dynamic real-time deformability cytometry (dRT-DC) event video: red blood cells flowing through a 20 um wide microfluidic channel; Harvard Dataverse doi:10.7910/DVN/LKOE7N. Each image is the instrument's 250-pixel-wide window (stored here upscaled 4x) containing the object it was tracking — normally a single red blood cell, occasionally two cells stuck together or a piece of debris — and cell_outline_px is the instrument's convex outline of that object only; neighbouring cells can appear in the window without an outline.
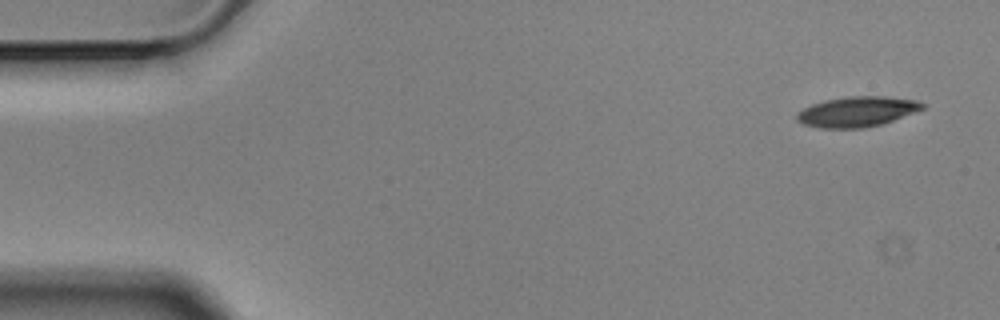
{"species": "Egyptian fruit bat (a non-hibernating species)", "species_latin": "Rousettus aegyptiacus", "temperature_condition": "cold", "stored_images_in_passage": 4, "camera_frame_rate_fps": 3000, "um_per_image_px": 0.085, "animal": {"sex": "male"}, "frame": {"image": 1, "passage_image": 1, "time_ms": 0.0, "image_size_px": [1000, 320], "cell_outline_px": [[924, 108], [892, 120], [880, 124], [860, 128], [820, 128], [804, 124], [796, 120], [796, 112], [812, 104], [824, 100], [848, 96], [884, 96], [916, 100], [924, 104]], "centroid_in_image_um": [72.79, 9.48], "position_along_channel_um": 12.2, "area_um2": 21.91}}
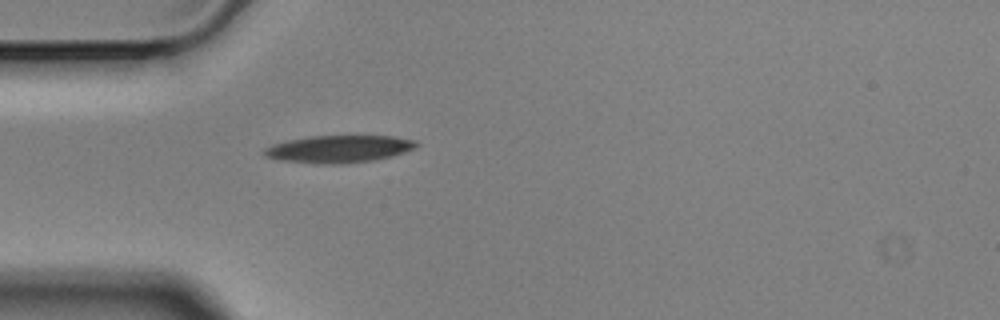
{"frame": {"image": 2, "passage_image": 4, "time_ms": 1.0, "image_size_px": [1000, 320], "cell_outline_px": [[420, 144], [416, 148], [392, 156], [372, 160], [340, 164], [316, 164], [276, 160], [264, 156], [264, 148], [272, 144], [288, 140], [308, 136], [392, 136], [416, 140]], "centroid_in_image_um": [28.78, 12.67], "position_along_channel_um": 56.2, "area_um2": 24.45}}